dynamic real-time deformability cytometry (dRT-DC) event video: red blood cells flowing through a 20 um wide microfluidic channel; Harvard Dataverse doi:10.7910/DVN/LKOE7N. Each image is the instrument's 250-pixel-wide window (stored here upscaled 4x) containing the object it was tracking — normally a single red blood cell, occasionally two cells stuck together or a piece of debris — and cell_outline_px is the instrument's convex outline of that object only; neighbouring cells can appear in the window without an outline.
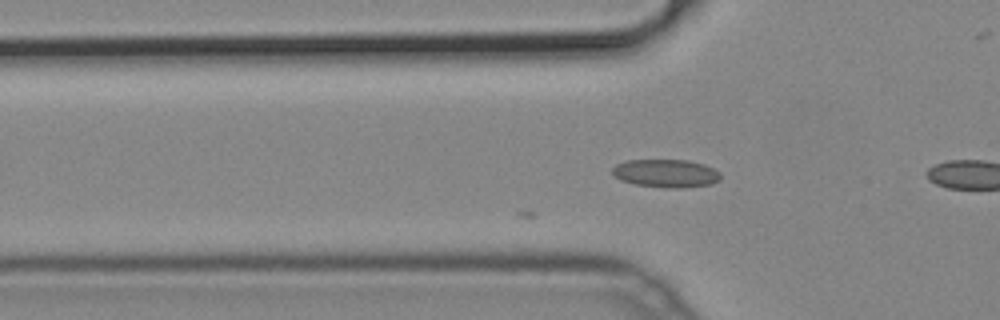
{"species": "common noctule bat (a hibernating species)", "species_latin": "Nyctalus noctula", "temperature_condition": "cold", "stored_images_in_passage": 8, "camera_frame_rate_fps": 3000, "um_per_image_px": 0.085, "animal": {"sex": "male", "body_mass_g": 19.2, "forearm_length_mm": 51.8}, "frame": {"image": 1, "passage_image": 8, "time_ms": 2.333, "image_size_px": [1000, 320], "cell_outline_px": [[720, 180], [712, 184], [680, 188], [672, 188], [636, 184], [620, 180], [612, 172], [612, 168], [616, 164], [628, 160], [688, 160], [704, 164], [720, 172]], "centroid_in_image_um": [56.63, 14.73], "position_along_channel_um": 69.2, "area_um2": 17.63}}